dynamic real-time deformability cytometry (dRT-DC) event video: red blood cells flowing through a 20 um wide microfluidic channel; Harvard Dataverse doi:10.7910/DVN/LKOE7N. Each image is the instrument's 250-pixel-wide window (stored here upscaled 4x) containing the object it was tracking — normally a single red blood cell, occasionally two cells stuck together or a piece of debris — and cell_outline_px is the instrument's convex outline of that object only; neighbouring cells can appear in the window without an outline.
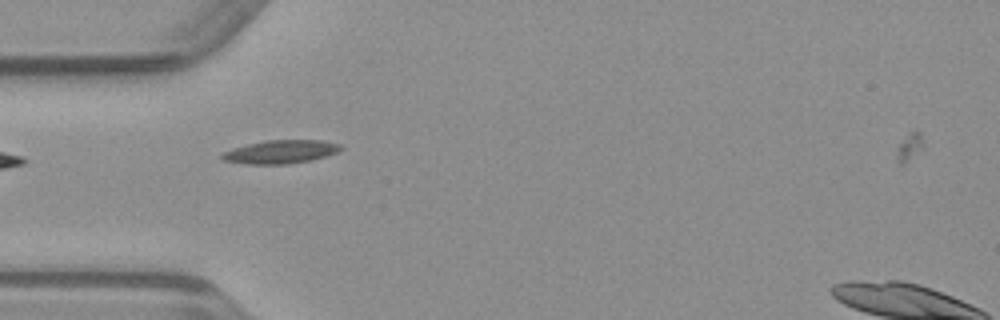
{"species": "common noctule bat (a hibernating species)", "species_latin": "Nyctalus noctula", "temperature_condition": "warm", "stored_images_in_passage": 33, "camera_frame_rate_fps": 3000, "um_per_image_px": 0.085, "animal": {"sex": "male", "body_mass_g": 23.1, "forearm_length_mm": 52.7}, "frame": {"image": 1, "passage_image": 1, "time_ms": 0.0, "image_size_px": [1000, 320], "cell_outline_px": [[344, 148], [336, 152], [312, 160], [288, 164], [248, 164], [224, 160], [220, 156], [224, 152], [232, 148], [264, 140], [324, 140], [340, 144]], "centroid_in_image_um": [23.87, 12.89], "position_along_channel_um": 61.1, "area_um2": 16.13}}
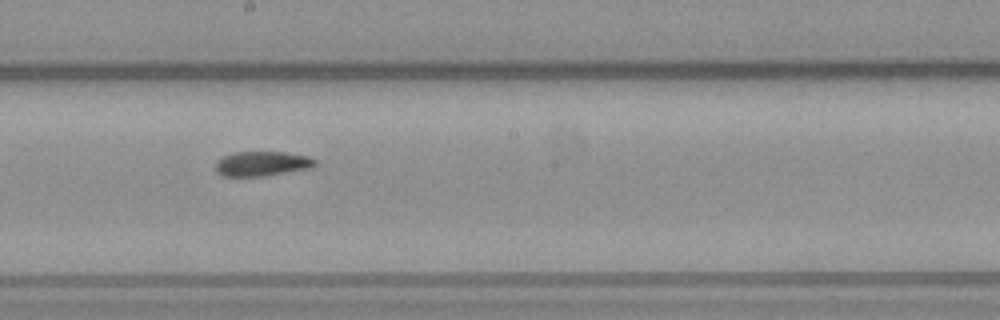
{"frame": {"image": 2, "passage_image": 13, "time_ms": 4.0, "image_size_px": [1000, 320], "cell_outline_px": [[316, 164], [312, 168], [268, 176], [224, 176], [216, 172], [216, 160], [224, 156], [236, 152], [284, 152], [308, 156], [316, 160]], "centroid_in_image_um": [22.3, 13.92], "position_along_channel_um": 225.9, "area_um2": 14.45}}
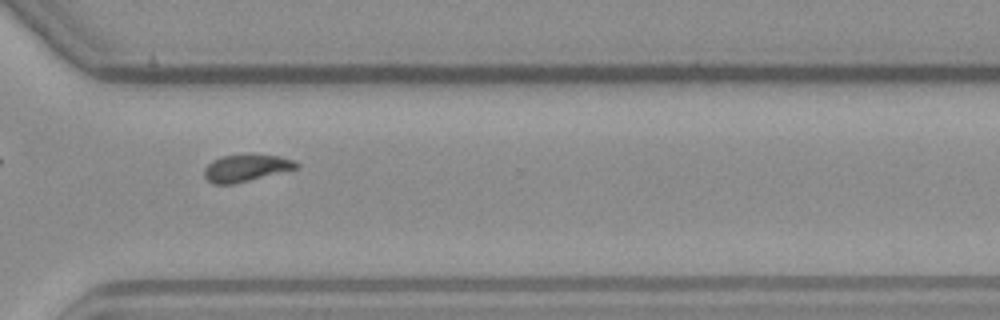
{"frame": {"image": 3, "passage_image": 22, "time_ms": 7.0, "image_size_px": [1000, 320], "cell_outline_px": [[300, 164], [296, 168], [232, 184], [212, 184], [204, 176], [204, 168], [212, 160], [220, 156], [248, 152], [252, 152], [280, 156], [296, 160]], "centroid_in_image_um": [20.9, 14.22], "position_along_channel_um": 349.7, "area_um2": 14.91}}